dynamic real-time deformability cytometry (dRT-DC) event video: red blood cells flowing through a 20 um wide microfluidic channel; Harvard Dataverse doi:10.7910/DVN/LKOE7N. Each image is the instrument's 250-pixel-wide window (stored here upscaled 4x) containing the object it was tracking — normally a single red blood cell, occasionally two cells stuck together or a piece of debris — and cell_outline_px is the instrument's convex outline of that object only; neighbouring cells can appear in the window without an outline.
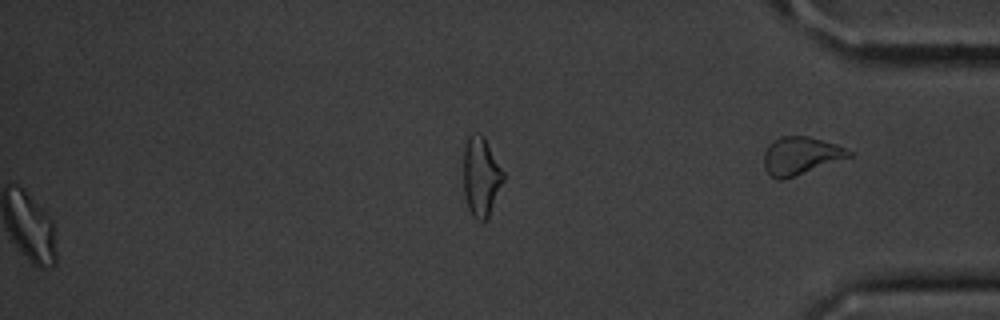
{"species": "common noctule bat (a hibernating species)", "species_latin": "Nyctalus noctula", "temperature_condition": "cold", "stored_images_in_passage": 50, "segment_of_instrument_passage": [2, 2], "camera_frame_rate_fps": 3000, "um_per_image_px": 0.085, "animal": {"sex": "male", "body_mass_g": 20.1, "forearm_length_mm": 53.5}, "frame": {"image": 1, "passage_image": 50, "time_ms": 16.333, "image_size_px": [1000, 320], "cell_outline_px": [[852, 156], [784, 180], [776, 180], [764, 168], [764, 152], [768, 144], [772, 140], [780, 136], [808, 136], [824, 140], [836, 144], [852, 152]], "centroid_in_image_um": [68.02, 13.23], "position_along_channel_um": 367.2, "area_um2": 18.79}}